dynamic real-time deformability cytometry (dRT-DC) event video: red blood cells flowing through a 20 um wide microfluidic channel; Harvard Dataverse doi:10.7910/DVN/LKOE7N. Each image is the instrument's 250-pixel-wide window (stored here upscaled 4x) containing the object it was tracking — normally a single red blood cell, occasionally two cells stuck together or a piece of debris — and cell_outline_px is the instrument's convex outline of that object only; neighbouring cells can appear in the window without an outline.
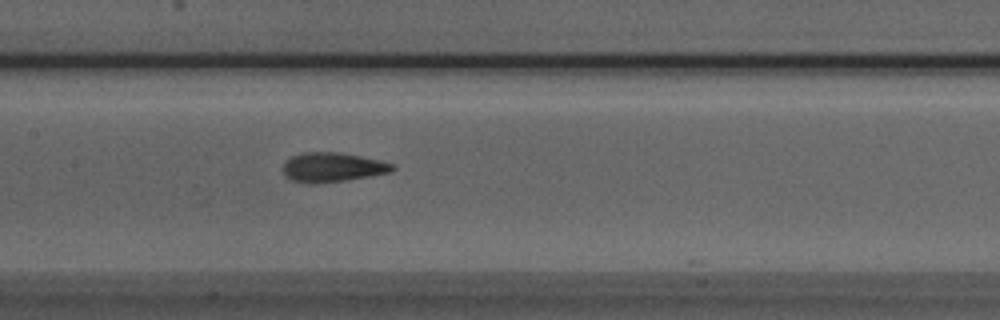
{"species": "Egyptian fruit bat (a non-hibernating species)", "species_latin": "Rousettus aegyptiacus", "temperature_condition": "room temperature", "stored_images_in_passage": 52, "camera_frame_rate_fps": 3000, "um_per_image_px": 0.085, "animal": {"sex": "male"}, "frame": {"image": 1, "passage_image": 25, "time_ms": 8.0, "image_size_px": [1000, 320], "cell_outline_px": [[396, 168], [392, 172], [344, 180], [316, 184], [312, 184], [292, 180], [284, 176], [284, 160], [292, 156], [304, 152], [340, 152], [360, 156], [392, 164]], "centroid_in_image_um": [28.22, 14.22], "position_along_channel_um": 179.2, "area_um2": 18.61}}
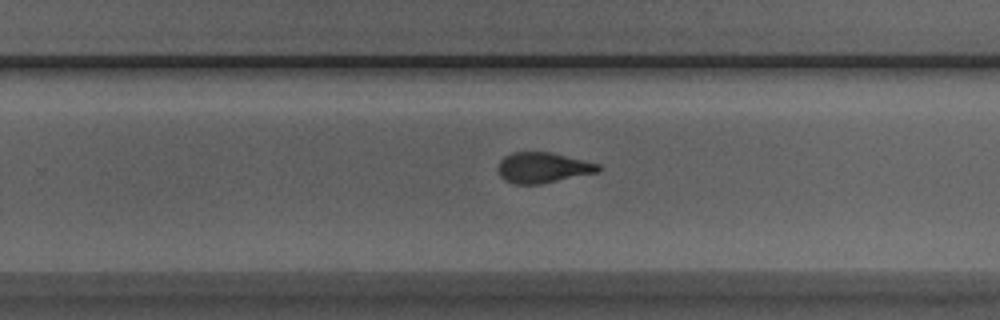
{"frame": {"image": 2, "passage_image": 33, "time_ms": 10.667, "image_size_px": [1000, 320], "cell_outline_px": [[604, 168], [600, 172], [540, 184], [512, 184], [504, 180], [500, 176], [496, 168], [500, 160], [504, 156], [512, 152], [552, 152], [600, 164]], "centroid_in_image_um": [46.15, 14.25], "position_along_channel_um": 283.6, "area_um2": 18.21}}
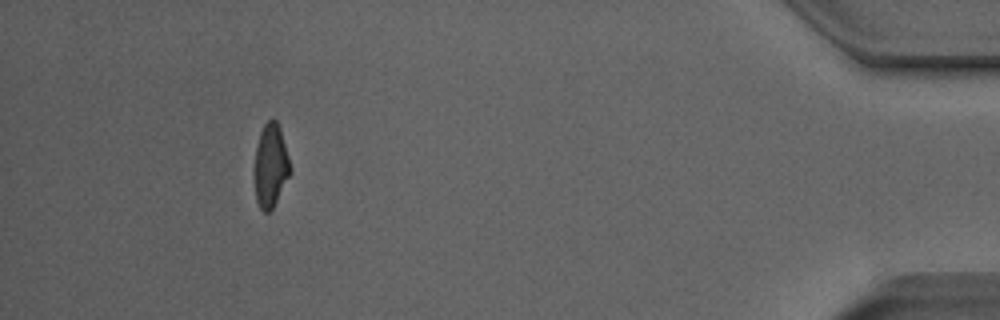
{"frame": {"image": 3, "passage_image": 48, "time_ms": 15.667, "image_size_px": [1000, 320], "cell_outline_px": [[292, 172], [272, 208], [268, 212], [264, 212], [260, 208], [256, 200], [256, 148], [260, 132], [264, 124], [272, 116], [276, 120], [280, 128], [292, 168]], "centroid_in_image_um": [23.04, 14.04], "position_along_channel_um": 412.2, "area_um2": 17.11}, "authors_computed_cell_mechanics": {"area_um2": 18.0336, "velocity_mm_per_s": 3.94, "shape_relaxation_time_tau1_ms": 3.7985, "shape_relaxation_time_tau2_ms": 2.057, "deformation_change_tau1": 0.1714, "deformation_change_tau2": 0.1091}}